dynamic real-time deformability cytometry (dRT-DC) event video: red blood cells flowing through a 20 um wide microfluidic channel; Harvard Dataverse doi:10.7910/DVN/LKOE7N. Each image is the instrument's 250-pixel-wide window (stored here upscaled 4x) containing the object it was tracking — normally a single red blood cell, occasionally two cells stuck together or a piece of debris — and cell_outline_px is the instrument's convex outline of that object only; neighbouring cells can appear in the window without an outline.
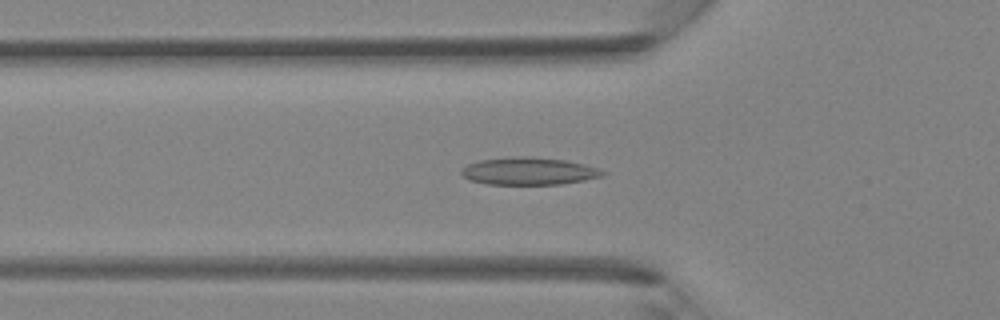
{"species": "Egyptian fruit bat (a non-hibernating species)", "species_latin": "Rousettus aegyptiacus", "temperature_condition": "room temperature", "stored_images_in_passage": 41, "camera_frame_rate_fps": 3000, "um_per_image_px": 0.085, "animal": {"sex": "female"}, "frame": {"image": 1, "passage_image": 13, "time_ms": 4.0, "image_size_px": [1000, 320], "cell_outline_px": [[608, 172], [604, 176], [584, 180], [560, 184], [488, 184], [468, 180], [460, 172], [468, 164], [480, 160], [520, 156], [524, 156], [564, 160], [584, 164]], "centroid_in_image_um": [44.97, 14.55], "position_along_channel_um": 80.8, "area_um2": 22.37}}
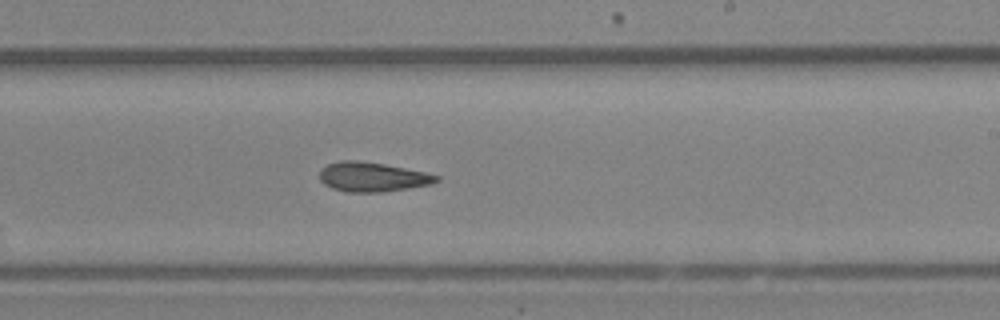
{"frame": {"image": 2, "passage_image": 24, "time_ms": 7.667, "image_size_px": [1000, 320], "cell_outline_px": [[440, 180], [432, 184], [408, 188], [380, 192], [348, 192], [332, 188], [324, 184], [320, 180], [320, 168], [328, 164], [340, 160], [356, 160], [384, 164], [424, 172], [440, 176]], "centroid_in_image_um": [31.64, 15.04], "position_along_channel_um": 257.4, "area_um2": 20.0}}
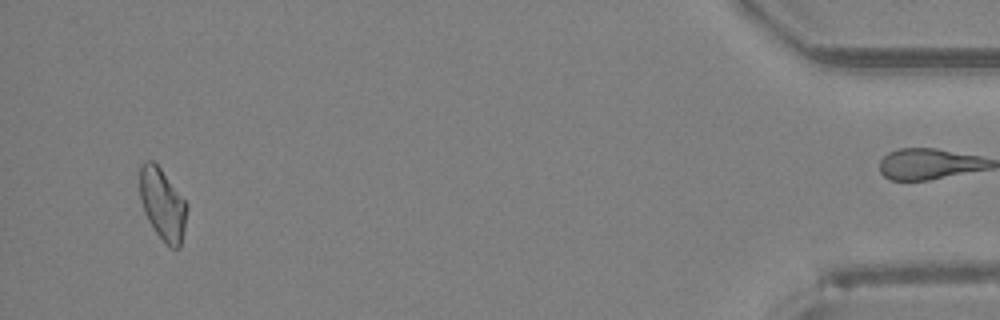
{"frame": {"image": 3, "passage_image": 39, "time_ms": 12.667, "image_size_px": [1000, 320], "cell_outline_px": [[188, 208], [180, 248], [172, 248], [156, 232], [148, 220], [144, 212], [140, 200], [140, 164], [144, 160], [152, 160], [160, 168], [188, 204]], "centroid_in_image_um": [13.81, 17.33], "position_along_channel_um": 421.4, "area_um2": 19.48}}